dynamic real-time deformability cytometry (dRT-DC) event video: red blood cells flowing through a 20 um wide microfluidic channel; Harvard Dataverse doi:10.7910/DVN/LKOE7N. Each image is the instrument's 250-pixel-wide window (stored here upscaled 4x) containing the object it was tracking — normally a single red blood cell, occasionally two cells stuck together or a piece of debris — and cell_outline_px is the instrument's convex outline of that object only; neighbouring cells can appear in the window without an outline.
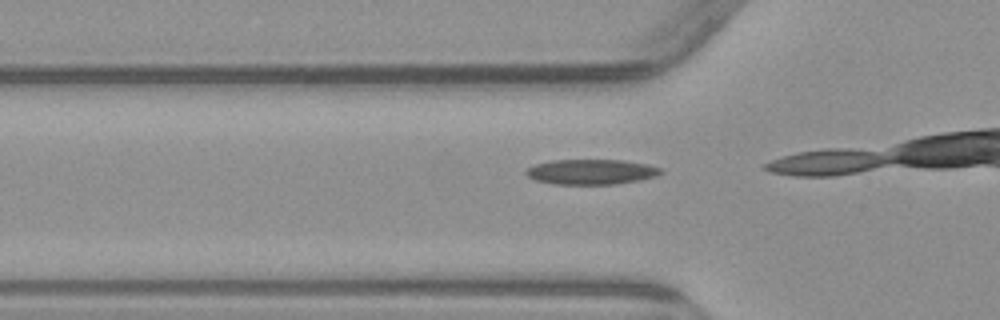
{"species": "common noctule bat (a hibernating species)", "species_latin": "Nyctalus noctula", "temperature_condition": "warm", "stored_images_in_passage": 6, "camera_frame_rate_fps": 3000, "um_per_image_px": 0.085, "animal": {"sex": "male", "body_mass_g": 23.1, "forearm_length_mm": 52.7}, "frame": {"image": 1, "passage_image": 6, "time_ms": 6.0, "image_size_px": [1000, 320], "cell_outline_px": [[664, 172], [656, 176], [640, 180], [616, 184], [552, 184], [536, 180], [528, 176], [524, 172], [528, 168], [536, 164], [552, 160], [624, 160], [648, 164], [664, 168]], "centroid_in_image_um": [50.31, 14.6], "position_along_channel_um": 75.5, "area_um2": 19.88}}